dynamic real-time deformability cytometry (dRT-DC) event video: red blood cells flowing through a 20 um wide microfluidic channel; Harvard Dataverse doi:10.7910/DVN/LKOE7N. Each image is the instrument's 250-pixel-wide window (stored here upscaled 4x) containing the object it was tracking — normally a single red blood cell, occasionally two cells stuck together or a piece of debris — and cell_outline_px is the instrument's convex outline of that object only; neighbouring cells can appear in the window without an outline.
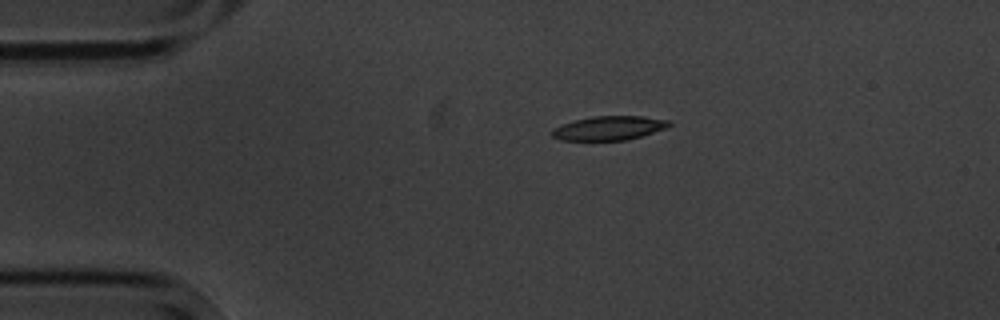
{"species": "common noctule bat (a hibernating species)", "species_latin": "Nyctalus noctula", "temperature_condition": "cold", "stored_images_in_passage": 5, "camera_frame_rate_fps": 3000, "um_per_image_px": 0.085, "animal": {"sex": "male", "body_mass_g": 20.1, "forearm_length_mm": 53.5}, "frame": {"image": 1, "passage_image": 3, "time_ms": 2.333, "image_size_px": [1000, 320], "cell_outline_px": [[672, 124], [668, 128], [628, 140], [560, 140], [552, 136], [552, 128], [576, 120], [592, 116], [640, 116], [668, 120]], "centroid_in_image_um": [51.79, 10.89], "position_along_channel_um": 33.2, "area_um2": 16.36}}
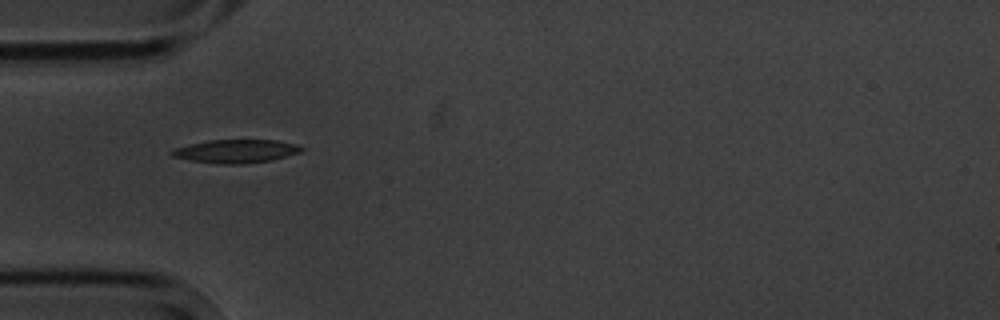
{"frame": {"image": 2, "passage_image": 4, "time_ms": 4.333, "image_size_px": [1000, 320], "cell_outline_px": [[304, 148], [300, 152], [272, 160], [244, 164], [220, 164], [192, 160], [172, 156], [168, 152], [176, 148], [188, 144], [208, 140], [276, 140], [296, 144]], "centroid_in_image_um": [20.05, 12.85], "position_along_channel_um": 64.9, "area_um2": 17.57}}
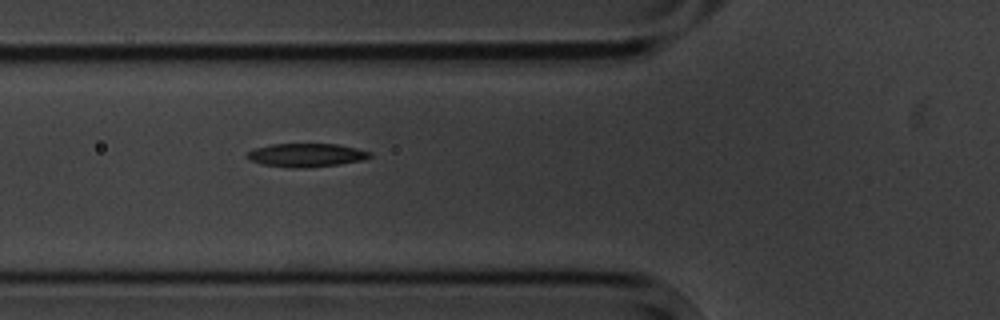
{"frame": {"image": 3, "passage_image": 5, "time_ms": 5.333, "image_size_px": [1000, 320], "cell_outline_px": [[372, 156], [360, 160], [336, 164], [304, 168], [288, 168], [260, 164], [248, 160], [244, 156], [244, 152], [252, 148], [272, 144], [340, 144], [372, 152]], "centroid_in_image_um": [25.91, 13.18], "position_along_channel_um": 99.9, "area_um2": 17.05}}